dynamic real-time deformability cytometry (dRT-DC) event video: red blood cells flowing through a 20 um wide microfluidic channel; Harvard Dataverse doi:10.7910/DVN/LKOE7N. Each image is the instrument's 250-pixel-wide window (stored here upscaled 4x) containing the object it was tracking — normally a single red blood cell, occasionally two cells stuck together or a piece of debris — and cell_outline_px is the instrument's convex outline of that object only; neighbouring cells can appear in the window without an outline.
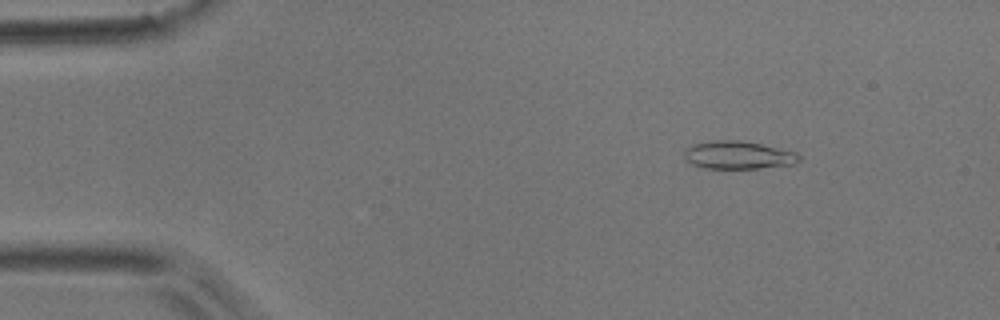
{"species": "common noctule bat (a hibernating species)", "species_latin": "Nyctalus noctula", "temperature_condition": "room temperature", "stored_images_in_passage": 15, "camera_frame_rate_fps": 3000, "um_per_image_px": 0.085, "animal": {"sex": "male", "body_mass_g": 17.9}, "frame": {"image": 1, "passage_image": 7, "time_ms": 2.0, "image_size_px": [1000, 320], "cell_outline_px": [[800, 160], [796, 164], [760, 168], [704, 168], [692, 164], [684, 160], [684, 148], [692, 144], [716, 140], [740, 140], [760, 144], [796, 152], [800, 156]], "centroid_in_image_um": [62.72, 13.18], "position_along_channel_um": 22.3, "area_um2": 18.79}}
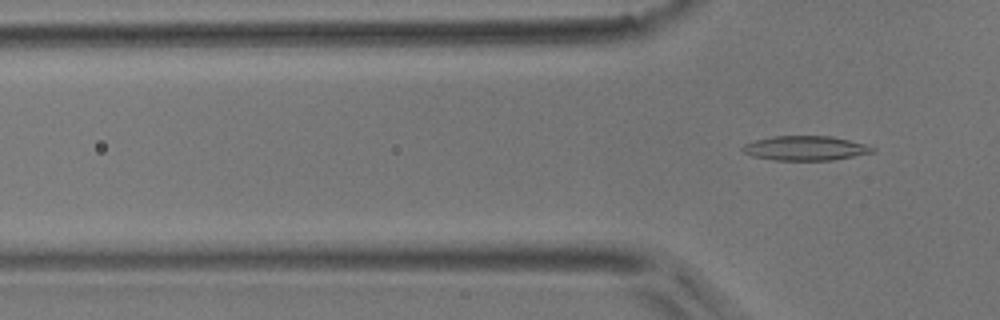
{"frame": {"image": 2, "passage_image": 15, "time_ms": 4.667, "image_size_px": [1000, 320], "cell_outline_px": [[876, 152], [832, 160], [772, 160], [752, 156], [744, 152], [740, 148], [744, 144], [756, 140], [772, 136], [832, 136], [864, 144], [876, 148]], "centroid_in_image_um": [68.46, 12.6], "position_along_channel_um": 57.3, "area_um2": 18.55}}